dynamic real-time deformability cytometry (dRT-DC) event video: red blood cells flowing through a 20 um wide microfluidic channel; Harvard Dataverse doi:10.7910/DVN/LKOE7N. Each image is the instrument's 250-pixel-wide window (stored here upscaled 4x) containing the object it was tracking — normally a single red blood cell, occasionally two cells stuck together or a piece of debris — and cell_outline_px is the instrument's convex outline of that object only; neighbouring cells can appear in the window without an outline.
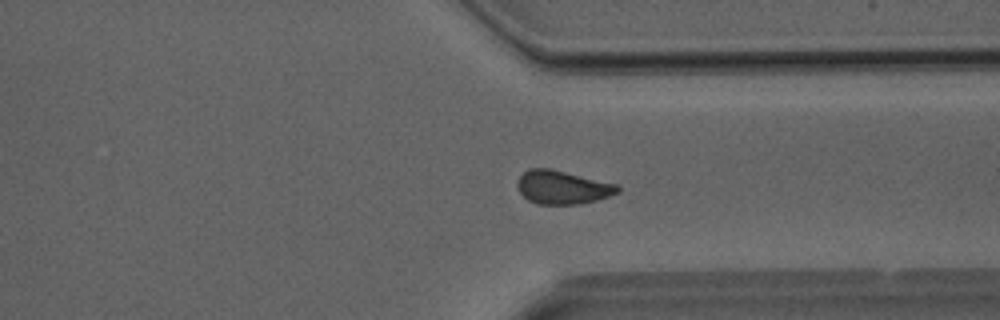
{"species": "Egyptian fruit bat (a non-hibernating species)", "species_latin": "Rousettus aegyptiacus", "temperature_condition": "room temperature", "stored_images_in_passage": 37, "camera_frame_rate_fps": 3000, "um_per_image_px": 0.085, "animal": {"sex": "male"}, "frame": {"image": 1, "passage_image": 28, "time_ms": 9.0, "image_size_px": [1000, 320], "cell_outline_px": [[620, 192], [596, 200], [580, 204], [536, 204], [528, 200], [520, 192], [516, 184], [516, 180], [528, 168], [548, 168], [620, 184]], "centroid_in_image_um": [47.82, 15.92], "position_along_channel_um": 363.6, "area_um2": 19.71}}
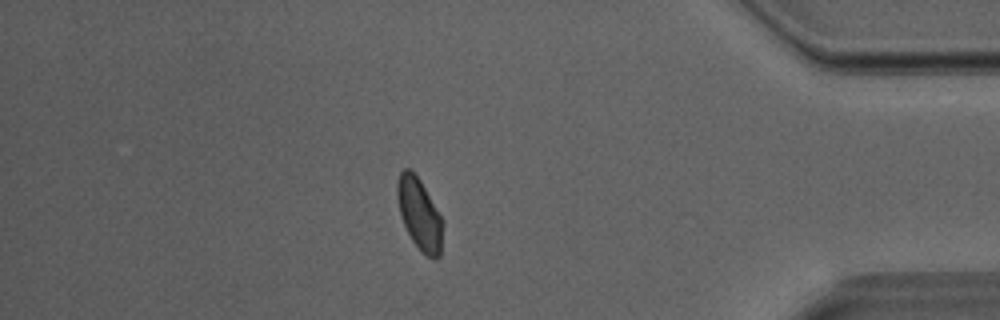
{"frame": {"image": 2, "passage_image": 32, "time_ms": 10.333, "image_size_px": [1000, 320], "cell_outline_px": [[444, 224], [440, 256], [436, 260], [432, 260], [420, 252], [412, 240], [400, 216], [396, 196], [396, 184], [400, 172], [404, 168], [408, 168], [420, 180], [444, 220]], "centroid_in_image_um": [35.67, 18.24], "position_along_channel_um": 399.5, "area_um2": 19.36}}
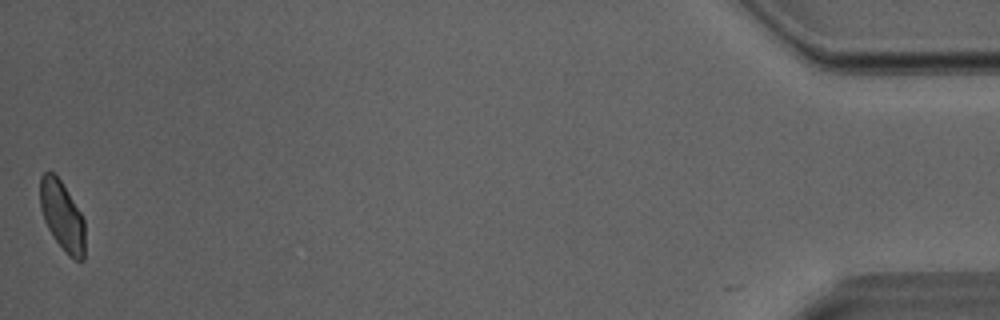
{"frame": {"image": 3, "passage_image": 37, "time_ms": 12.0, "image_size_px": [1000, 320], "cell_outline_px": [[84, 260], [76, 260], [68, 256], [64, 252], [48, 228], [44, 220], [40, 208], [40, 176], [48, 168], [60, 180], [80, 212], [84, 220]], "centroid_in_image_um": [5.27, 18.35], "position_along_channel_um": 429.9, "area_um2": 18.09}}